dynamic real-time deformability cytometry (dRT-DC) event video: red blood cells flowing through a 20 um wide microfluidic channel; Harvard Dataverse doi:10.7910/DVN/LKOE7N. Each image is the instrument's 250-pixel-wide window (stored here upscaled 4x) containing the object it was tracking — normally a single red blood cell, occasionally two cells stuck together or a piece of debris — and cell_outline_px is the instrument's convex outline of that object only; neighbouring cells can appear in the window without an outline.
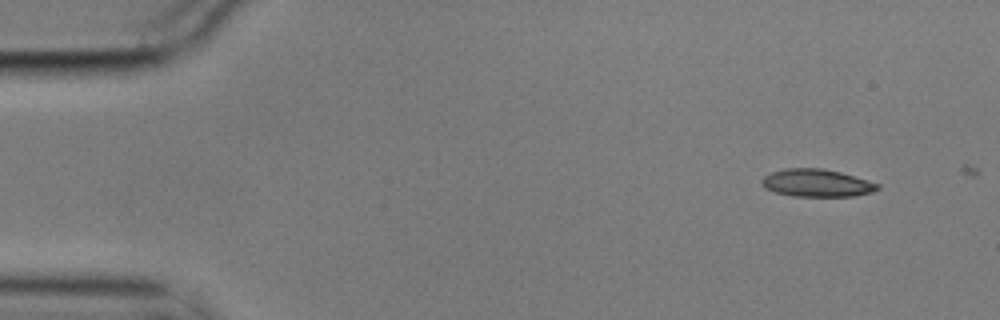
{"species": "common noctule bat (a hibernating species)", "species_latin": "Nyctalus noctula", "temperature_condition": "cold", "stored_images_in_passage": 2, "camera_frame_rate_fps": 3000, "um_per_image_px": 0.085, "animal": {"sex": "male", "body_mass_g": 17.9}, "frame": {"image": 1, "passage_image": 1, "time_ms": 0.0, "image_size_px": [1000, 320], "cell_outline_px": [[880, 188], [872, 192], [856, 196], [792, 196], [776, 192], [764, 188], [760, 184], [760, 180], [764, 176], [772, 172], [784, 168], [820, 168], [840, 172], [880, 184]], "centroid_in_image_um": [69.4, 15.55], "position_along_channel_um": 15.6, "area_um2": 18.67}}